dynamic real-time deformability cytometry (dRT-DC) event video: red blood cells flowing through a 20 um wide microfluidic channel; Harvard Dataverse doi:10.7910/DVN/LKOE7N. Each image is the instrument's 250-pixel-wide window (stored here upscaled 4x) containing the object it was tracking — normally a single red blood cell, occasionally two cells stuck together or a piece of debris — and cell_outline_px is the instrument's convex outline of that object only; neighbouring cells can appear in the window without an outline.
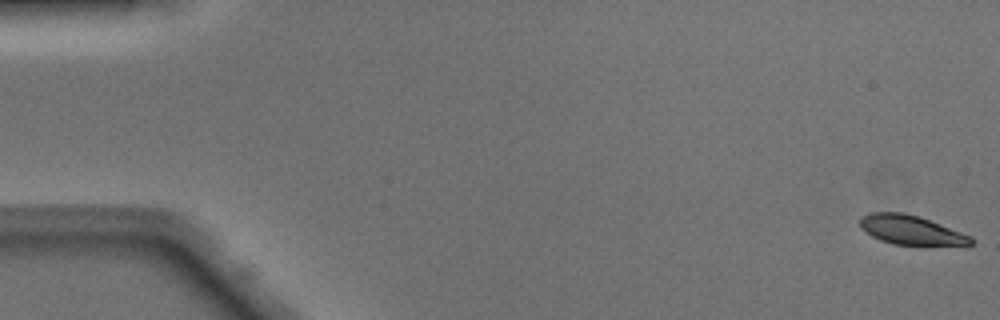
{"species": "Egyptian fruit bat (a non-hibernating species)", "species_latin": "Rousettus aegyptiacus", "temperature_condition": "warm", "stored_images_in_passage": 50, "camera_frame_rate_fps": 3000, "um_per_image_px": 0.085, "animal": {"sex": "male"}, "frame": {"image": 1, "passage_image": 1, "time_ms": 0.0, "image_size_px": [1000, 320], "cell_outline_px": [[972, 244], [892, 244], [880, 240], [872, 236], [860, 228], [860, 216], [872, 212], [904, 212], [920, 216], [972, 236]], "centroid_in_image_um": [77.36, 19.52], "position_along_channel_um": 7.6, "area_um2": 18.67}}
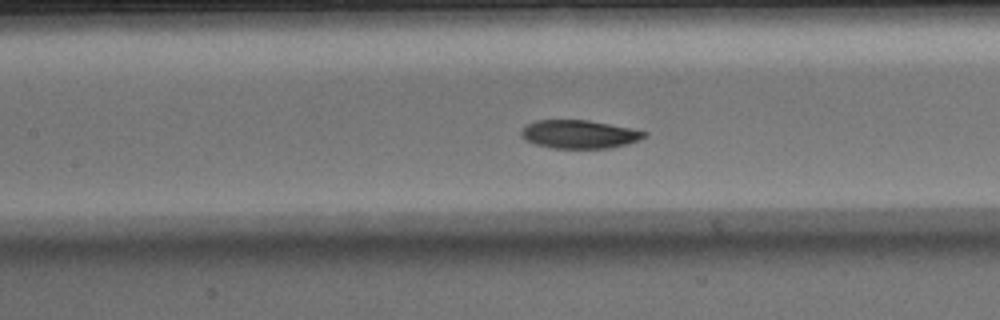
{"frame": {"image": 2, "passage_image": 23, "time_ms": 7.333, "image_size_px": [1000, 320], "cell_outline_px": [[648, 136], [628, 144], [608, 148], [552, 148], [536, 144], [520, 136], [520, 128], [536, 120], [588, 120], [648, 132]], "centroid_in_image_um": [49.22, 11.41], "position_along_channel_um": 158.2, "area_um2": 20.23}}
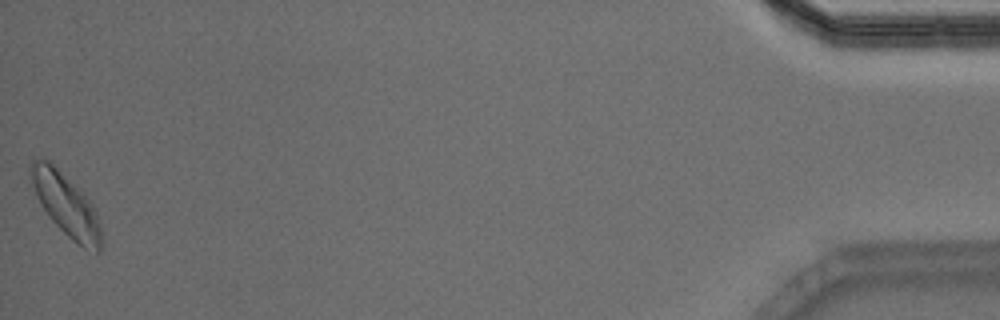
{"frame": {"image": 3, "passage_image": 50, "time_ms": 16.333, "image_size_px": [1000, 320], "cell_outline_px": [[104, 236], [100, 252], [96, 252], [84, 248], [72, 240], [48, 216], [40, 204], [36, 196], [28, 172], [28, 168], [32, 160], [44, 156], [80, 188], [92, 204], [96, 212]], "centroid_in_image_um": [5.62, 17.37], "position_along_channel_um": 429.6, "area_um2": 26.13}, "authors_computed_cell_mechanics": {"area_um2": 20.808, "velocity_mm_per_s": 4.0669, "shape_relaxation_time_tau1_ms": 1.972, "shape_relaxation_time_tau2_ms": null, "deformation_change_tau1": 0.0935, "deformation_change_tau2": null}}